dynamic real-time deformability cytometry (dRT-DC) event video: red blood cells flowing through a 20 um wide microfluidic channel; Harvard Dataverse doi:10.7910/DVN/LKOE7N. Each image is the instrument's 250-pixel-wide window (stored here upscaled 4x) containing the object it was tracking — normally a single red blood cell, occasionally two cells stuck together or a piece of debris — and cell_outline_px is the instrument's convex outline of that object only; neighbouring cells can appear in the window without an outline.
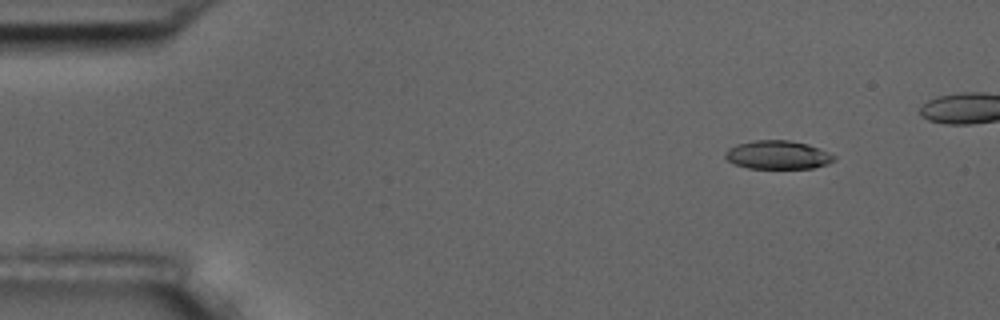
{"species": "common noctule bat (a hibernating species)", "species_latin": "Nyctalus noctula", "temperature_condition": "room temperature", "stored_images_in_passage": 4, "camera_frame_rate_fps": 3000, "um_per_image_px": 0.085, "animal": {"sex": "male", "body_mass_g": 17.5, "forearm_length_mm": 52.3}, "frame": {"image": 1, "passage_image": 1, "time_ms": 0.0, "image_size_px": [1000, 320], "cell_outline_px": [[836, 160], [828, 164], [812, 168], [748, 168], [736, 164], [728, 160], [724, 156], [724, 152], [728, 148], [736, 144], [756, 140], [788, 140], [808, 144], [836, 156]], "centroid_in_image_um": [66.1, 13.16], "position_along_channel_um": 18.9, "area_um2": 18.03}}